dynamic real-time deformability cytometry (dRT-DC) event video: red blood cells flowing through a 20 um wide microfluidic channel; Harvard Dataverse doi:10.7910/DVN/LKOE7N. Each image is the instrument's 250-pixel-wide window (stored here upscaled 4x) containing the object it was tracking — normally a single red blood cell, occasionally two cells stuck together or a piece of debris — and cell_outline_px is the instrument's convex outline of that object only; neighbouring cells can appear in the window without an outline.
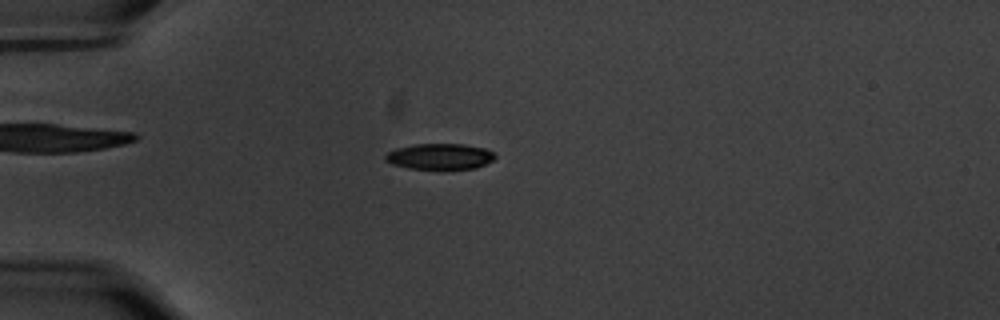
{"species": "common noctule bat (a hibernating species)", "species_latin": "Nyctalus noctula", "temperature_condition": "warm", "stored_images_in_passage": 59, "camera_frame_rate_fps": 3000, "um_per_image_px": 0.085, "animal": {"sex": "male", "body_mass_g": 20.1, "forearm_length_mm": 53.5}, "frame": {"image": 1, "passage_image": 17, "time_ms": 5.333, "image_size_px": [1000, 320], "cell_outline_px": [[496, 156], [492, 160], [476, 168], [440, 172], [408, 168], [392, 164], [384, 160], [384, 156], [388, 152], [396, 148], [416, 144], [464, 144], [484, 148], [492, 152]], "centroid_in_image_um": [37.36, 13.35], "position_along_channel_um": 47.6, "area_um2": 17.22}}
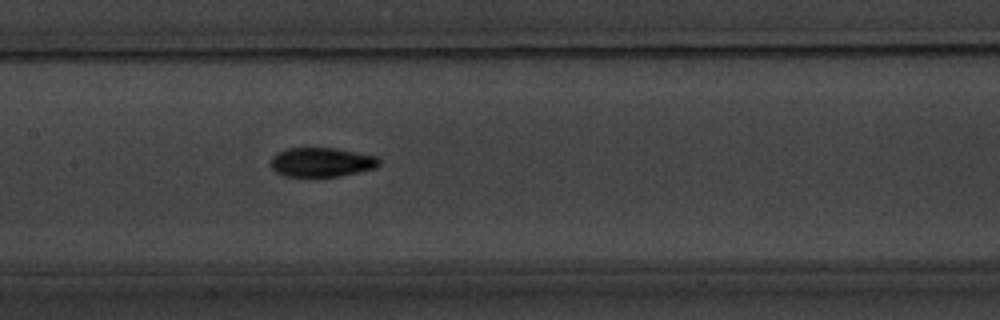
{"frame": {"image": 2, "passage_image": 30, "time_ms": 9.667, "image_size_px": [1000, 320], "cell_outline_px": [[380, 164], [376, 168], [340, 176], [284, 176], [276, 172], [272, 168], [272, 156], [276, 152], [288, 148], [336, 148], [376, 156], [380, 160]], "centroid_in_image_um": [27.34, 13.78], "position_along_channel_um": 180.1, "area_um2": 18.44}}
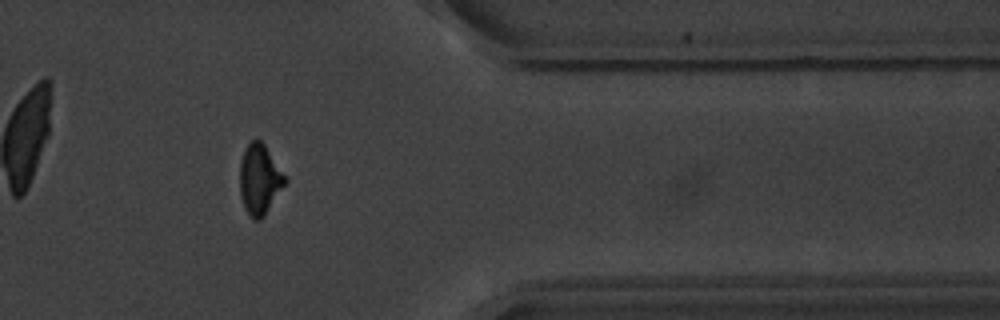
{"frame": {"image": 3, "passage_image": 49, "time_ms": 16.0, "image_size_px": [1000, 320], "cell_outline_px": [[288, 180], [264, 216], [260, 220], [252, 220], [248, 216], [244, 208], [240, 196], [240, 164], [244, 148], [252, 140], [260, 140], [264, 144]], "centroid_in_image_um": [22.05, 15.28], "position_along_channel_um": 389.4, "area_um2": 18.5}, "authors_computed_cell_mechanics": {"area_um2": 17.8602, "velocity_mm_per_s": 3.5232, "shape_relaxation_time_tau1_ms": 2.9061, "shape_relaxation_time_tau2_ms": 2.6889, "deformation_change_tau1": 0.1558, "deformation_change_tau2": 0.0769}}